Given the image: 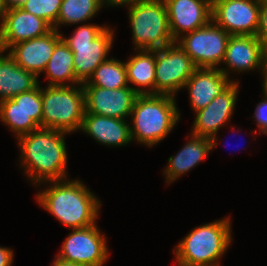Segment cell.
<instances>
[{"label": "cell", "instance_id": "1", "mask_svg": "<svg viewBox=\"0 0 267 266\" xmlns=\"http://www.w3.org/2000/svg\"><path fill=\"white\" fill-rule=\"evenodd\" d=\"M41 185H46L40 189ZM38 205L54 216L67 229L94 225L100 215L101 201L84 181L78 178L48 181L36 186Z\"/></svg>", "mask_w": 267, "mask_h": 266}, {"label": "cell", "instance_id": "2", "mask_svg": "<svg viewBox=\"0 0 267 266\" xmlns=\"http://www.w3.org/2000/svg\"><path fill=\"white\" fill-rule=\"evenodd\" d=\"M68 133L39 127L16 138L20 151L19 166L35 187L48 181L69 178L67 170Z\"/></svg>", "mask_w": 267, "mask_h": 266}, {"label": "cell", "instance_id": "3", "mask_svg": "<svg viewBox=\"0 0 267 266\" xmlns=\"http://www.w3.org/2000/svg\"><path fill=\"white\" fill-rule=\"evenodd\" d=\"M176 102L172 95H138L129 118L132 141L149 148L160 144L180 120Z\"/></svg>", "mask_w": 267, "mask_h": 266}, {"label": "cell", "instance_id": "4", "mask_svg": "<svg viewBox=\"0 0 267 266\" xmlns=\"http://www.w3.org/2000/svg\"><path fill=\"white\" fill-rule=\"evenodd\" d=\"M229 216L201 224L174 246L175 262L189 266H221V258L233 243Z\"/></svg>", "mask_w": 267, "mask_h": 266}, {"label": "cell", "instance_id": "5", "mask_svg": "<svg viewBox=\"0 0 267 266\" xmlns=\"http://www.w3.org/2000/svg\"><path fill=\"white\" fill-rule=\"evenodd\" d=\"M115 29L108 25L94 23L80 24L73 33L61 38L73 52L75 77L84 83L93 75L95 69L109 57L114 44Z\"/></svg>", "mask_w": 267, "mask_h": 266}, {"label": "cell", "instance_id": "6", "mask_svg": "<svg viewBox=\"0 0 267 266\" xmlns=\"http://www.w3.org/2000/svg\"><path fill=\"white\" fill-rule=\"evenodd\" d=\"M85 113L82 84L42 87V128L71 135L79 132Z\"/></svg>", "mask_w": 267, "mask_h": 266}, {"label": "cell", "instance_id": "7", "mask_svg": "<svg viewBox=\"0 0 267 266\" xmlns=\"http://www.w3.org/2000/svg\"><path fill=\"white\" fill-rule=\"evenodd\" d=\"M127 10L133 49H160L174 42L164 0H148Z\"/></svg>", "mask_w": 267, "mask_h": 266}, {"label": "cell", "instance_id": "8", "mask_svg": "<svg viewBox=\"0 0 267 266\" xmlns=\"http://www.w3.org/2000/svg\"><path fill=\"white\" fill-rule=\"evenodd\" d=\"M230 36L211 20L207 25L184 34L176 42L197 68H220Z\"/></svg>", "mask_w": 267, "mask_h": 266}, {"label": "cell", "instance_id": "9", "mask_svg": "<svg viewBox=\"0 0 267 266\" xmlns=\"http://www.w3.org/2000/svg\"><path fill=\"white\" fill-rule=\"evenodd\" d=\"M56 257L81 266H104L109 259L107 237L96 224L69 229Z\"/></svg>", "mask_w": 267, "mask_h": 266}, {"label": "cell", "instance_id": "10", "mask_svg": "<svg viewBox=\"0 0 267 266\" xmlns=\"http://www.w3.org/2000/svg\"><path fill=\"white\" fill-rule=\"evenodd\" d=\"M196 68L189 55L176 41L156 49L155 94L176 97Z\"/></svg>", "mask_w": 267, "mask_h": 266}, {"label": "cell", "instance_id": "11", "mask_svg": "<svg viewBox=\"0 0 267 266\" xmlns=\"http://www.w3.org/2000/svg\"><path fill=\"white\" fill-rule=\"evenodd\" d=\"M240 82H234L221 95L216 96L205 108L195 112L191 134L211 139L212 150L218 146L217 134L221 127L232 120L238 101Z\"/></svg>", "mask_w": 267, "mask_h": 266}, {"label": "cell", "instance_id": "12", "mask_svg": "<svg viewBox=\"0 0 267 266\" xmlns=\"http://www.w3.org/2000/svg\"><path fill=\"white\" fill-rule=\"evenodd\" d=\"M260 3L257 0H215L212 21L230 35L256 36Z\"/></svg>", "mask_w": 267, "mask_h": 266}, {"label": "cell", "instance_id": "13", "mask_svg": "<svg viewBox=\"0 0 267 266\" xmlns=\"http://www.w3.org/2000/svg\"><path fill=\"white\" fill-rule=\"evenodd\" d=\"M266 62L267 50L256 36L231 35L222 62L225 67L222 68V65L219 69L226 77L233 80V74L261 71Z\"/></svg>", "mask_w": 267, "mask_h": 266}, {"label": "cell", "instance_id": "14", "mask_svg": "<svg viewBox=\"0 0 267 266\" xmlns=\"http://www.w3.org/2000/svg\"><path fill=\"white\" fill-rule=\"evenodd\" d=\"M83 88L85 112L116 119L127 120L130 117L138 96L130 86L113 90L96 86Z\"/></svg>", "mask_w": 267, "mask_h": 266}, {"label": "cell", "instance_id": "15", "mask_svg": "<svg viewBox=\"0 0 267 266\" xmlns=\"http://www.w3.org/2000/svg\"><path fill=\"white\" fill-rule=\"evenodd\" d=\"M52 29L44 19L22 8L6 9L0 24V50L6 52L11 46L46 35Z\"/></svg>", "mask_w": 267, "mask_h": 266}, {"label": "cell", "instance_id": "16", "mask_svg": "<svg viewBox=\"0 0 267 266\" xmlns=\"http://www.w3.org/2000/svg\"><path fill=\"white\" fill-rule=\"evenodd\" d=\"M169 28L174 41L212 20L210 0H164Z\"/></svg>", "mask_w": 267, "mask_h": 266}, {"label": "cell", "instance_id": "17", "mask_svg": "<svg viewBox=\"0 0 267 266\" xmlns=\"http://www.w3.org/2000/svg\"><path fill=\"white\" fill-rule=\"evenodd\" d=\"M61 33L52 29L46 35L19 42L11 46L7 53L23 69L34 73L38 78L43 74Z\"/></svg>", "mask_w": 267, "mask_h": 266}, {"label": "cell", "instance_id": "18", "mask_svg": "<svg viewBox=\"0 0 267 266\" xmlns=\"http://www.w3.org/2000/svg\"><path fill=\"white\" fill-rule=\"evenodd\" d=\"M234 82L226 77L219 68H196L184 85L193 113L205 108L216 96L221 95Z\"/></svg>", "mask_w": 267, "mask_h": 266}, {"label": "cell", "instance_id": "19", "mask_svg": "<svg viewBox=\"0 0 267 266\" xmlns=\"http://www.w3.org/2000/svg\"><path fill=\"white\" fill-rule=\"evenodd\" d=\"M79 131L84 132L99 145L106 147H122L132 141L130 123L125 119H116L100 116L93 113H84Z\"/></svg>", "mask_w": 267, "mask_h": 266}, {"label": "cell", "instance_id": "20", "mask_svg": "<svg viewBox=\"0 0 267 266\" xmlns=\"http://www.w3.org/2000/svg\"><path fill=\"white\" fill-rule=\"evenodd\" d=\"M187 142L180 148L175 156L168 158L167 165L163 170L166 185L174 183L179 177L203 162L210 151L212 152L211 139L189 134ZM189 139V140H188Z\"/></svg>", "mask_w": 267, "mask_h": 266}, {"label": "cell", "instance_id": "21", "mask_svg": "<svg viewBox=\"0 0 267 266\" xmlns=\"http://www.w3.org/2000/svg\"><path fill=\"white\" fill-rule=\"evenodd\" d=\"M128 57L124 61L128 85L138 95L155 94L156 49L135 50Z\"/></svg>", "mask_w": 267, "mask_h": 266}, {"label": "cell", "instance_id": "22", "mask_svg": "<svg viewBox=\"0 0 267 266\" xmlns=\"http://www.w3.org/2000/svg\"><path fill=\"white\" fill-rule=\"evenodd\" d=\"M39 84L34 73L21 68L7 51L0 50V102L30 91Z\"/></svg>", "mask_w": 267, "mask_h": 266}, {"label": "cell", "instance_id": "23", "mask_svg": "<svg viewBox=\"0 0 267 266\" xmlns=\"http://www.w3.org/2000/svg\"><path fill=\"white\" fill-rule=\"evenodd\" d=\"M47 86H73L82 84L76 77L73 65V52L61 39L44 70Z\"/></svg>", "mask_w": 267, "mask_h": 266}, {"label": "cell", "instance_id": "24", "mask_svg": "<svg viewBox=\"0 0 267 266\" xmlns=\"http://www.w3.org/2000/svg\"><path fill=\"white\" fill-rule=\"evenodd\" d=\"M104 8L102 0H62L57 22L53 29L61 33L62 26L87 23Z\"/></svg>", "mask_w": 267, "mask_h": 266}, {"label": "cell", "instance_id": "25", "mask_svg": "<svg viewBox=\"0 0 267 266\" xmlns=\"http://www.w3.org/2000/svg\"><path fill=\"white\" fill-rule=\"evenodd\" d=\"M82 86H96L107 89L128 87L125 62L114 57L102 62L88 81Z\"/></svg>", "mask_w": 267, "mask_h": 266}, {"label": "cell", "instance_id": "26", "mask_svg": "<svg viewBox=\"0 0 267 266\" xmlns=\"http://www.w3.org/2000/svg\"><path fill=\"white\" fill-rule=\"evenodd\" d=\"M0 121L8 126L15 138L40 127L13 99L0 102Z\"/></svg>", "mask_w": 267, "mask_h": 266}, {"label": "cell", "instance_id": "27", "mask_svg": "<svg viewBox=\"0 0 267 266\" xmlns=\"http://www.w3.org/2000/svg\"><path fill=\"white\" fill-rule=\"evenodd\" d=\"M15 95L12 99L30 116L40 127H42V86Z\"/></svg>", "mask_w": 267, "mask_h": 266}, {"label": "cell", "instance_id": "28", "mask_svg": "<svg viewBox=\"0 0 267 266\" xmlns=\"http://www.w3.org/2000/svg\"><path fill=\"white\" fill-rule=\"evenodd\" d=\"M61 2L62 0H27L21 8L44 19L53 28L57 22Z\"/></svg>", "mask_w": 267, "mask_h": 266}, {"label": "cell", "instance_id": "29", "mask_svg": "<svg viewBox=\"0 0 267 266\" xmlns=\"http://www.w3.org/2000/svg\"><path fill=\"white\" fill-rule=\"evenodd\" d=\"M262 101L258 102V104H256V108L255 111L253 113V117L252 119L255 121V124L257 125V128H259V132L257 133V131H252L249 130L250 133H253V135H267V99L266 98H262Z\"/></svg>", "mask_w": 267, "mask_h": 266}, {"label": "cell", "instance_id": "30", "mask_svg": "<svg viewBox=\"0 0 267 266\" xmlns=\"http://www.w3.org/2000/svg\"><path fill=\"white\" fill-rule=\"evenodd\" d=\"M256 37L263 43L267 50V4L260 3L259 27Z\"/></svg>", "mask_w": 267, "mask_h": 266}, {"label": "cell", "instance_id": "31", "mask_svg": "<svg viewBox=\"0 0 267 266\" xmlns=\"http://www.w3.org/2000/svg\"><path fill=\"white\" fill-rule=\"evenodd\" d=\"M14 256V251L10 247L0 245V266H12Z\"/></svg>", "mask_w": 267, "mask_h": 266}, {"label": "cell", "instance_id": "32", "mask_svg": "<svg viewBox=\"0 0 267 266\" xmlns=\"http://www.w3.org/2000/svg\"><path fill=\"white\" fill-rule=\"evenodd\" d=\"M103 1V5L104 7L106 8L107 7H130V6H133V5H136L138 3H141V2H145V1H148V0H102Z\"/></svg>", "mask_w": 267, "mask_h": 266}, {"label": "cell", "instance_id": "33", "mask_svg": "<svg viewBox=\"0 0 267 266\" xmlns=\"http://www.w3.org/2000/svg\"><path fill=\"white\" fill-rule=\"evenodd\" d=\"M262 77V97L267 99V62L263 66L262 70L260 71Z\"/></svg>", "mask_w": 267, "mask_h": 266}, {"label": "cell", "instance_id": "34", "mask_svg": "<svg viewBox=\"0 0 267 266\" xmlns=\"http://www.w3.org/2000/svg\"><path fill=\"white\" fill-rule=\"evenodd\" d=\"M6 9L21 8L27 0H3Z\"/></svg>", "mask_w": 267, "mask_h": 266}, {"label": "cell", "instance_id": "35", "mask_svg": "<svg viewBox=\"0 0 267 266\" xmlns=\"http://www.w3.org/2000/svg\"><path fill=\"white\" fill-rule=\"evenodd\" d=\"M50 264H51L50 266H81L79 264L64 261V260L56 257L55 255H54L53 262H51Z\"/></svg>", "mask_w": 267, "mask_h": 266}, {"label": "cell", "instance_id": "36", "mask_svg": "<svg viewBox=\"0 0 267 266\" xmlns=\"http://www.w3.org/2000/svg\"><path fill=\"white\" fill-rule=\"evenodd\" d=\"M6 12V6L3 2V0H0V24L3 19L4 13Z\"/></svg>", "mask_w": 267, "mask_h": 266}, {"label": "cell", "instance_id": "37", "mask_svg": "<svg viewBox=\"0 0 267 266\" xmlns=\"http://www.w3.org/2000/svg\"><path fill=\"white\" fill-rule=\"evenodd\" d=\"M259 3L267 4V0H257Z\"/></svg>", "mask_w": 267, "mask_h": 266}, {"label": "cell", "instance_id": "38", "mask_svg": "<svg viewBox=\"0 0 267 266\" xmlns=\"http://www.w3.org/2000/svg\"><path fill=\"white\" fill-rule=\"evenodd\" d=\"M176 264H177V266H189V265L180 264V263H177V262H176Z\"/></svg>", "mask_w": 267, "mask_h": 266}]
</instances>
